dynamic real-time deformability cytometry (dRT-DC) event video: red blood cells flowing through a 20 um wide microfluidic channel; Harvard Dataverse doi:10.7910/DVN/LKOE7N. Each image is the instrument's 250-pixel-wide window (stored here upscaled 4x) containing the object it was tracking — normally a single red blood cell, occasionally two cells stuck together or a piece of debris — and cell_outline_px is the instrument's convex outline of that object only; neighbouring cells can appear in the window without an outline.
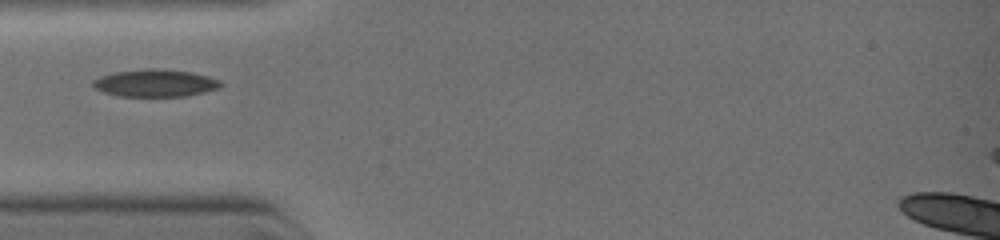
{"species": "common noctule bat (a hibernating species)", "species_latin": "Nyctalus noctula", "temperature_condition": "warm", "stored_images_in_passage": 5, "camera_frame_rate_fps": 3000, "um_per_image_px": 0.085, "animal": {"sex": "female", "body_mass_g": 19.0, "forearm_length_mm": 51.5}, "frame": {"image": 1, "passage_image": 1, "time_ms": 0.0, "image_size_px": [1000, 240], "cell_outline_px": [[224, 84], [220, 88], [204, 92], [184, 96], [120, 96], [104, 92], [96, 88], [92, 84], [92, 80], [100, 76], [116, 72], [148, 68], [156, 68], [188, 72], [208, 76], [220, 80]], "centroid_in_image_um": [13.21, 7.06], "position_along_channel_um": 71.8, "area_um2": 20.23}}